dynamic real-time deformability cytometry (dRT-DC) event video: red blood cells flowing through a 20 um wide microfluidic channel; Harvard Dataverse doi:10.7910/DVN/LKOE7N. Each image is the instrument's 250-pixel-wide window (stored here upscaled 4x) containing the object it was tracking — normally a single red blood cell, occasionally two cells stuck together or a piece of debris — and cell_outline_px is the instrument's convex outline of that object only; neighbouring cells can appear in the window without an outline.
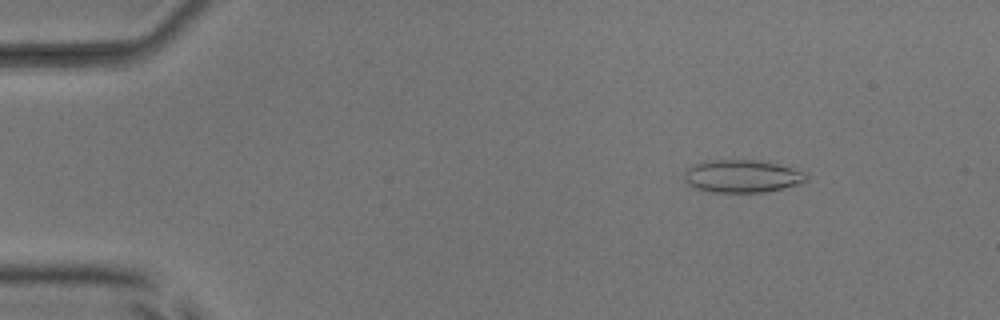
{"species": "common noctule bat (a hibernating species)", "species_latin": "Nyctalus noctula", "temperature_condition": "room temperature", "stored_images_in_passage": 52, "camera_frame_rate_fps": 3000, "um_per_image_px": 0.085, "animal": {"sex": "male", "body_mass_g": 17.9, "forearm_length_mm": 54.2}, "frame": {"image": 1, "passage_image": 7, "time_ms": 2.0, "image_size_px": [1000, 320], "cell_outline_px": [[808, 180], [800, 184], [784, 188], [764, 192], [712, 192], [696, 188], [688, 184], [684, 180], [684, 172], [692, 164], [704, 160], [756, 160], [776, 164], [808, 172]], "centroid_in_image_um": [63.09, 14.97], "position_along_channel_um": 21.9, "area_um2": 23.47}}
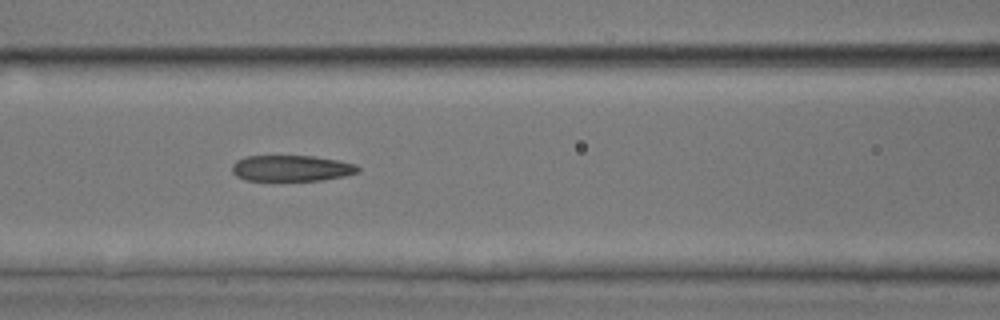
{"frame": {"image": 2, "passage_image": 23, "time_ms": 7.333, "image_size_px": [1000, 320], "cell_outline_px": [[360, 172], [344, 176], [320, 180], [244, 180], [236, 176], [232, 172], [232, 164], [236, 160], [244, 156], [312, 156], [336, 160], [356, 164], [360, 168]], "centroid_in_image_um": [24.75, 14.3], "position_along_channel_um": 141.8, "area_um2": 19.07}}
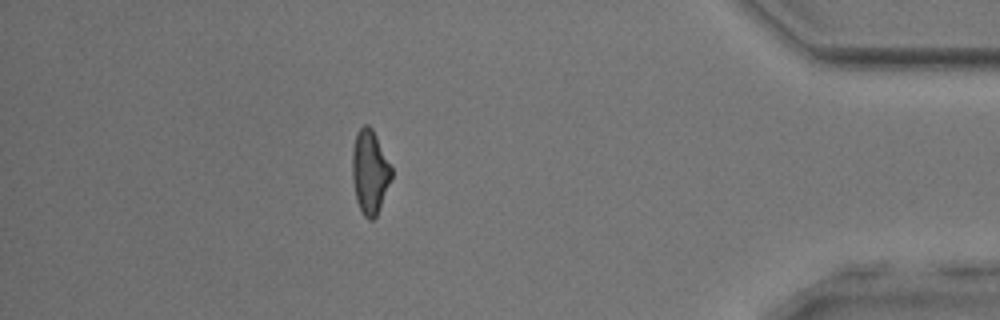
{"frame": {"image": 3, "passage_image": 46, "time_ms": 15.0, "image_size_px": [1000, 320], "cell_outline_px": [[392, 176], [380, 208], [376, 216], [372, 220], [368, 220], [364, 216], [356, 200], [352, 180], [352, 148], [356, 132], [364, 124], [368, 124], [372, 128], [392, 168]], "centroid_in_image_um": [31.42, 14.6], "position_along_channel_um": 403.8, "area_um2": 19.19}, "authors_computed_cell_mechanics": {"area_um2": 20.23, "velocity_mm_per_s": 3.9669, "shape_relaxation_time_tau1_ms": 4.454, "shape_relaxation_time_tau2_ms": 2.5884, "deformation_change_tau1": 0.1596, "deformation_change_tau2": 0.1377}}